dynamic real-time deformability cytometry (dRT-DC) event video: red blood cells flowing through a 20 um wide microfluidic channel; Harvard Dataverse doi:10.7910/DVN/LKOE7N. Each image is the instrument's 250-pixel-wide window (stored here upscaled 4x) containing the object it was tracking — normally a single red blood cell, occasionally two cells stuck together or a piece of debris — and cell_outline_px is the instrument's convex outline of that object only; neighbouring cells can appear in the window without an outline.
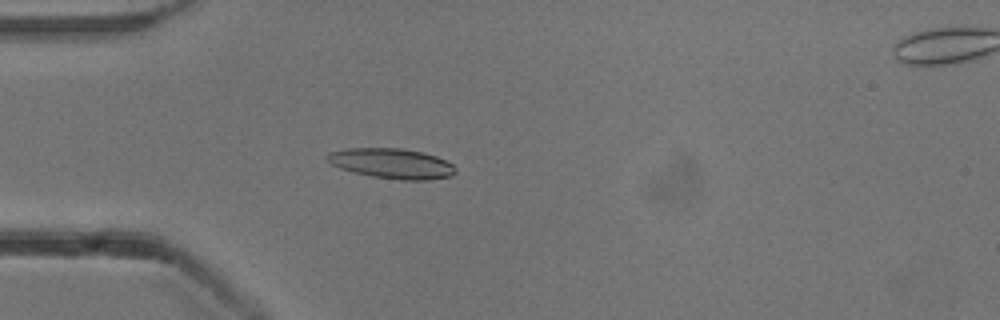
{"species": "common noctule bat (a hibernating species)", "species_latin": "Nyctalus noctula", "temperature_condition": "cold", "stored_images_in_passage": 51, "camera_frame_rate_fps": 3000, "um_per_image_px": 0.085, "animal": {"sex": "male", "body_mass_g": 13.3}, "frame": {"image": 1, "passage_image": 13, "time_ms": 4.0, "image_size_px": [1000, 320], "cell_outline_px": [[456, 172], [452, 176], [428, 180], [400, 180], [372, 176], [340, 168], [332, 164], [324, 156], [328, 152], [348, 148], [400, 148], [424, 152], [436, 156], [452, 164], [456, 168]], "centroid_in_image_um": [33.32, 13.89], "position_along_channel_um": 51.7, "area_um2": 22.54}}
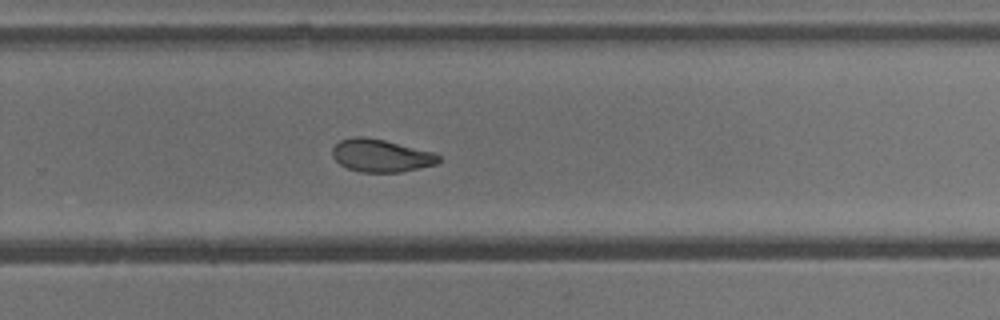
{"frame": {"image": 2, "passage_image": 33, "time_ms": 10.667, "image_size_px": [1000, 320], "cell_outline_px": [[440, 160], [436, 164], [420, 168], [400, 172], [360, 172], [348, 168], [340, 164], [332, 156], [332, 148], [340, 140], [356, 136], [364, 136], [384, 140], [436, 152], [440, 156]], "centroid_in_image_um": [32.4, 13.22], "position_along_channel_um": 297.4, "area_um2": 20.35}}
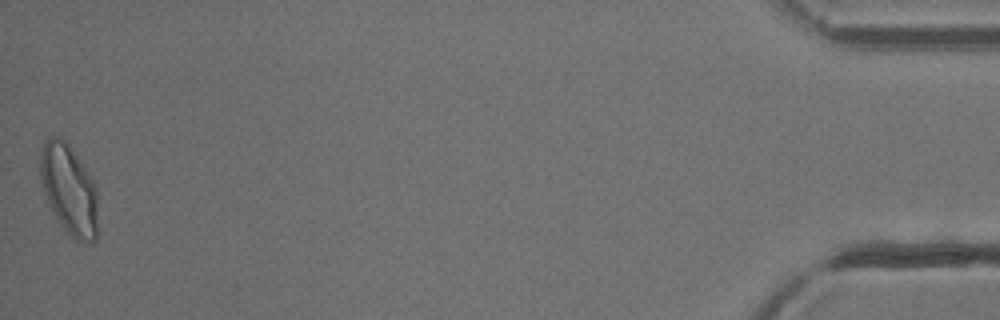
{"frame": {"image": 3, "passage_image": 51, "time_ms": 16.667, "image_size_px": [1000, 320], "cell_outline_px": [[96, 240], [80, 240], [64, 232], [52, 212], [44, 192], [40, 176], [40, 152], [44, 140], [48, 136], [56, 136], [64, 140], [68, 144], [92, 180], [96, 188]], "centroid_in_image_um": [5.81, 16.09], "position_along_channel_um": 429.4, "area_um2": 29.71}, "authors_computed_cell_mechanics": {"area_um2": 21.2126, "velocity_mm_per_s": 3.8414, "shape_relaxation_time_tau1_ms": 5.1581, "shape_relaxation_time_tau2_ms": 2.7261, "deformation_change_tau1": 0.1476, "deformation_change_tau2": 0.0874}}